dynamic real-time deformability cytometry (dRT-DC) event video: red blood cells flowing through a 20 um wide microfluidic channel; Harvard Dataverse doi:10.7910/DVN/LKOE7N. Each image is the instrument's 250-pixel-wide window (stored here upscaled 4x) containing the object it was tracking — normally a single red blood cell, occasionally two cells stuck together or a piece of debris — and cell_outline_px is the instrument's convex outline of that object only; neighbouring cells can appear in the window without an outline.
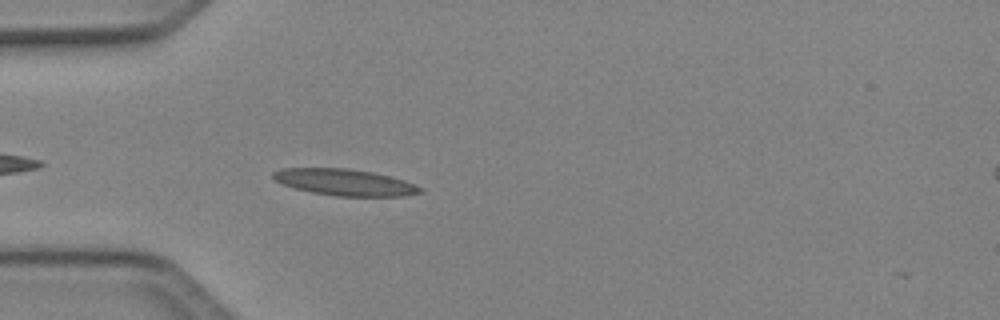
{"species": "Egyptian fruit bat (a non-hibernating species)", "species_latin": "Rousettus aegyptiacus", "temperature_condition": "cold", "stored_images_in_passage": 38, "camera_frame_rate_fps": 3000, "um_per_image_px": 0.085, "animal": {"sex": "female"}, "frame": {"image": 1, "passage_image": 3, "time_ms": 0.667, "image_size_px": [1000, 320], "cell_outline_px": [[424, 192], [404, 196], [336, 196], [312, 192], [296, 188], [272, 180], [272, 172], [280, 168], [348, 168], [372, 172], [404, 180], [424, 188]], "centroid_in_image_um": [29.3, 15.49], "position_along_channel_um": 55.7, "area_um2": 22.72}}
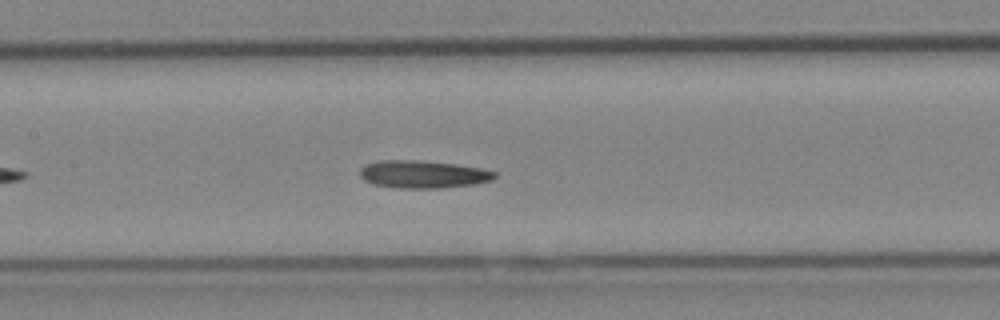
{"frame": {"image": 2, "passage_image": 12, "time_ms": 3.667, "image_size_px": [1000, 320], "cell_outline_px": [[496, 176], [492, 180], [472, 184], [440, 188], [400, 188], [376, 184], [364, 180], [360, 176], [360, 168], [368, 164], [380, 160], [412, 160], [456, 164], [480, 168], [496, 172]], "centroid_in_image_um": [35.96, 14.81], "position_along_channel_um": 171.4, "area_um2": 21.39}}
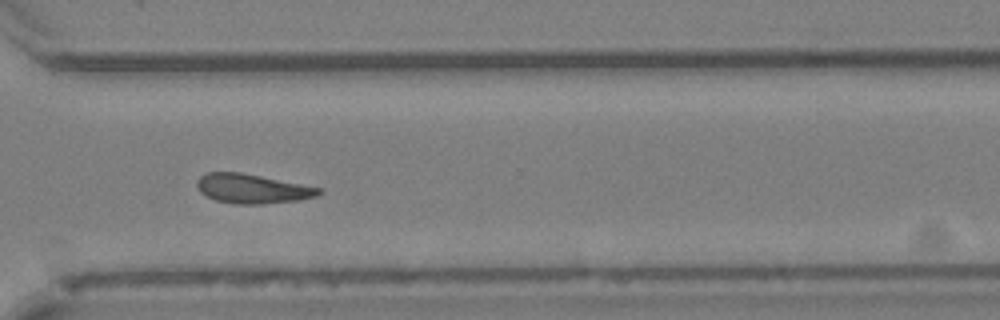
{"frame": {"image": 3, "passage_image": 25, "time_ms": 8.0, "image_size_px": [1000, 320], "cell_outline_px": [[324, 188], [316, 196], [300, 200], [264, 204], [232, 204], [216, 200], [204, 196], [200, 192], [196, 184], [196, 180], [200, 176], [208, 172], [240, 172]], "centroid_in_image_um": [21.43, 16.04], "position_along_channel_um": 349.2, "area_um2": 21.04}}